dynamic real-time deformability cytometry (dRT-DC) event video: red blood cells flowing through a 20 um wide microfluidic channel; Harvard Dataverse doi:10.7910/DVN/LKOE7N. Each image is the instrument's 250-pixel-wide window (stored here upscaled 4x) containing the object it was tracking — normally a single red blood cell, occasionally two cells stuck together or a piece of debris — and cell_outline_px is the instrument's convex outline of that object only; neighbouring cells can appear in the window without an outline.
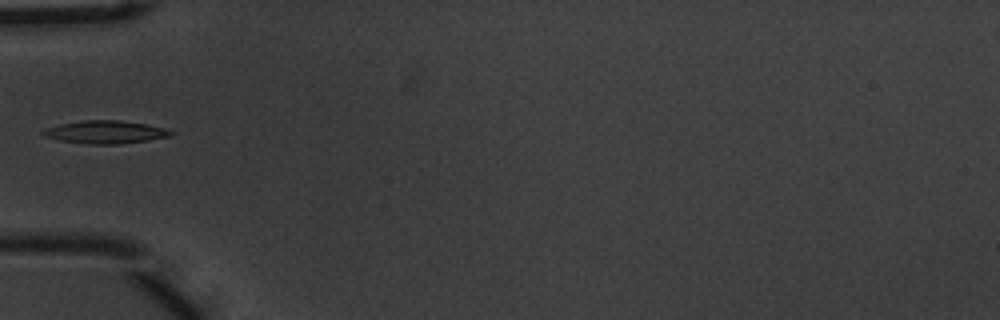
{"species": "common noctule bat (a hibernating species)", "species_latin": "Nyctalus noctula", "temperature_condition": "warm", "stored_images_in_passage": 37, "camera_frame_rate_fps": 3000, "um_per_image_px": 0.085, "animal": {"sex": "male", "body_mass_g": 20.1, "forearm_length_mm": 53.5}, "frame": {"image": 1, "passage_image": 1, "time_ms": 0.0, "image_size_px": [1000, 320], "cell_outline_px": [[176, 132], [168, 136], [120, 144], [88, 144], [60, 140], [44, 136], [40, 132], [44, 128], [60, 124], [84, 120], [120, 120], [148, 124], [164, 128]], "centroid_in_image_um": [8.92, 11.21], "position_along_channel_um": 76.1, "area_um2": 16.94}}
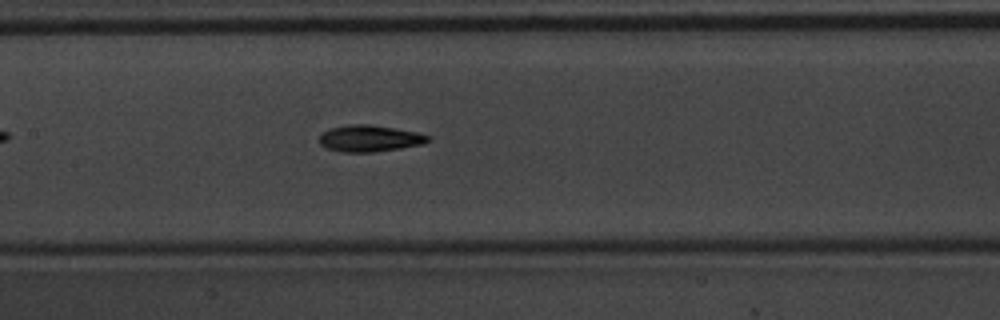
{"frame": {"image": 2, "passage_image": 9, "time_ms": 2.667, "image_size_px": [1000, 320], "cell_outline_px": [[432, 140], [424, 144], [400, 148], [372, 152], [344, 152], [324, 148], [316, 140], [324, 132], [332, 128], [352, 124], [368, 124], [396, 128], [416, 132], [432, 136]], "centroid_in_image_um": [31.44, 11.77], "position_along_channel_um": 176.0, "area_um2": 16.94}}
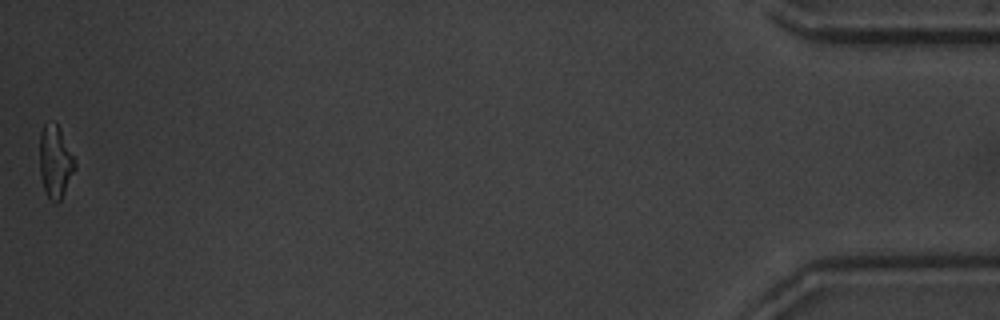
{"frame": {"image": 3, "passage_image": 37, "time_ms": 12.0, "image_size_px": [1000, 320], "cell_outline_px": [[76, 168], [60, 200], [56, 204], [52, 204], [44, 188], [40, 172], [40, 132], [44, 124], [56, 124], [60, 128], [76, 164]], "centroid_in_image_um": [4.69, 13.78], "position_along_channel_um": 430.5, "area_um2": 14.57}}